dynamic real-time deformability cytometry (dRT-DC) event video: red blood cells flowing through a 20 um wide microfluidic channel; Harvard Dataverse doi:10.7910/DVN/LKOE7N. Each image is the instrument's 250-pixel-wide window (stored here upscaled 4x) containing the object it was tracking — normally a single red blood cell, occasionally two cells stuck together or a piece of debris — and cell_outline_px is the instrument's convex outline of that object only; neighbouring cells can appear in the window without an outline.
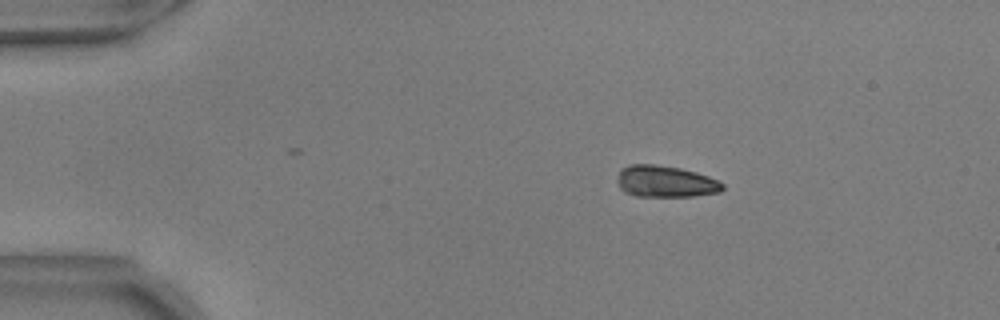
{"species": "common noctule bat (a hibernating species)", "species_latin": "Nyctalus noctula", "temperature_condition": "warm", "stored_images_in_passage": 40, "camera_frame_rate_fps": 3000, "um_per_image_px": 0.085, "animal": {"sex": "male", "body_mass_g": 17.9, "forearm_length_mm": 54.2}, "frame": {"image": 1, "passage_image": 1, "time_ms": 0.0, "image_size_px": [1000, 320], "cell_outline_px": [[724, 188], [720, 192], [692, 196], [636, 196], [624, 192], [620, 188], [616, 180], [620, 168], [628, 164], [656, 164], [680, 168], [696, 172], [708, 176], [724, 184]], "centroid_in_image_um": [56.52, 15.41], "position_along_channel_um": 28.5, "area_um2": 19.54}}
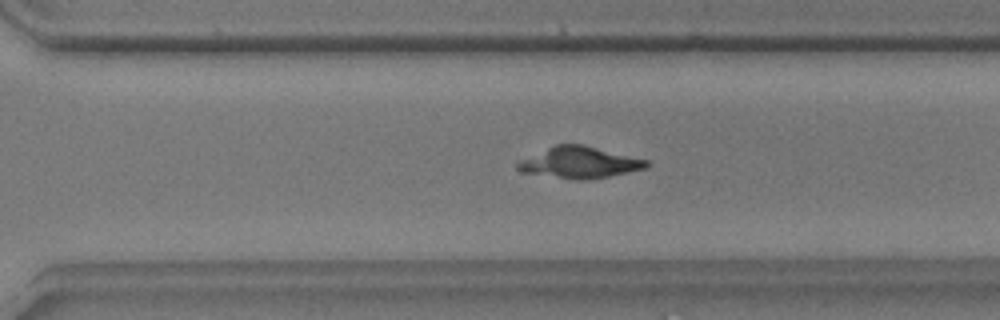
{"frame": {"image": 2, "passage_image": 30, "time_ms": 9.667, "image_size_px": [1000, 320], "cell_outline_px": [[648, 164], [644, 168], [628, 172], [588, 180], [576, 180], [520, 172], [516, 168], [516, 160], [556, 144], [584, 144], [648, 160]], "centroid_in_image_um": [49.18, 13.81], "position_along_channel_um": 321.4, "area_um2": 23.7}}
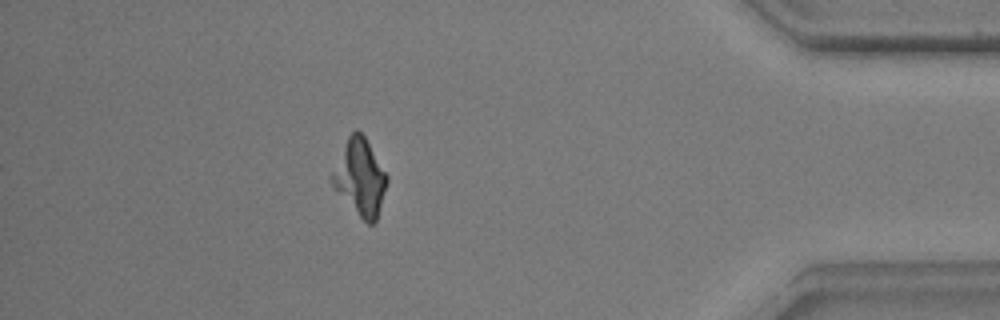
{"frame": {"image": 3, "passage_image": 40, "time_ms": 13.0, "image_size_px": [1000, 320], "cell_outline_px": [[388, 180], [376, 220], [372, 224], [368, 224], [332, 188], [328, 180], [328, 176], [348, 136], [356, 128], [364, 136], [388, 176]], "centroid_in_image_um": [30.55, 15.06], "position_along_channel_um": 404.7, "area_um2": 24.28}}